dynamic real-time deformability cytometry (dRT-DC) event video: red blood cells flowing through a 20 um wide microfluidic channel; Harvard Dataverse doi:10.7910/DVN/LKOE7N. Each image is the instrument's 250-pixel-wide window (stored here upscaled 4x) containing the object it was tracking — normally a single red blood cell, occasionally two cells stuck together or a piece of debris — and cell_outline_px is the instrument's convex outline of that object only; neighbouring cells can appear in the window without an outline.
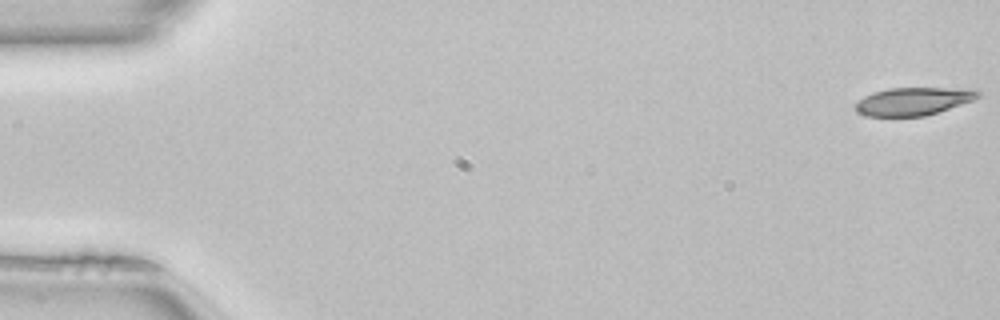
{"species": "common noctule bat (a hibernating species)", "species_latin": "Nyctalus noctula", "temperature_condition": "room temperature", "stored_images_in_passage": 51, "camera_frame_rate_fps": 3000, "um_per_image_px": 0.085, "animal": {"sex": "female", "body_mass_g": 22.7, "forearm_length_mm": 54.2}, "frame": {"image": 1, "passage_image": 1, "time_ms": 0.0, "image_size_px": [1000, 320], "cell_outline_px": [[980, 96], [972, 100], [924, 116], [868, 116], [856, 112], [856, 104], [864, 96], [872, 92], [888, 88], [944, 88], [980, 92]], "centroid_in_image_um": [77.53, 8.61], "position_along_channel_um": 7.5, "area_um2": 19.31}}
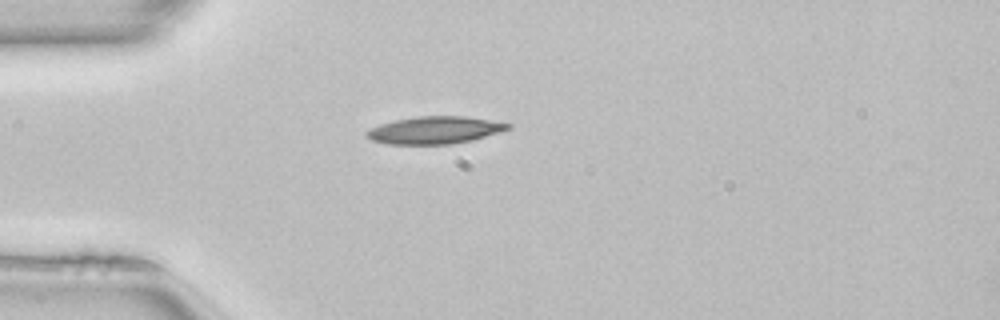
{"frame": {"image": 2, "passage_image": 14, "time_ms": 4.333, "image_size_px": [1000, 320], "cell_outline_px": [[512, 128], [500, 132], [472, 140], [452, 144], [388, 144], [372, 140], [364, 136], [364, 132], [380, 124], [396, 120], [416, 116], [464, 116], [512, 124]], "centroid_in_image_um": [36.94, 11.06], "position_along_channel_um": 48.1, "area_um2": 22.48}}
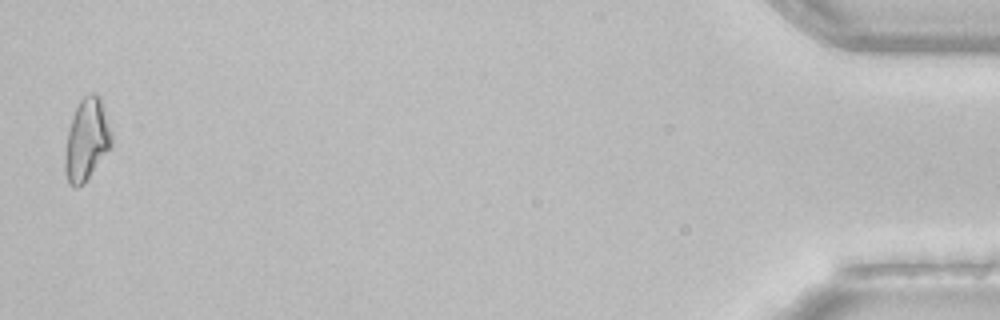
{"frame": {"image": 3, "passage_image": 50, "time_ms": 16.333, "image_size_px": [1000, 320], "cell_outline_px": [[112, 144], [84, 184], [76, 188], [72, 188], [68, 184], [64, 172], [64, 156], [68, 132], [72, 116], [80, 100], [84, 96], [92, 92], [96, 92], [100, 96], [112, 132]], "centroid_in_image_um": [7.35, 11.89], "position_along_channel_um": 427.8, "area_um2": 22.37}, "authors_computed_cell_mechanics": {"area_um2": 21.097, "velocity_mm_per_s": 4.0826, "shape_relaxation_time_tau1_ms": null, "shape_relaxation_time_tau2_ms": 10.472, "deformation_change_tau1": null, "deformation_change_tau2": 0.2182}}